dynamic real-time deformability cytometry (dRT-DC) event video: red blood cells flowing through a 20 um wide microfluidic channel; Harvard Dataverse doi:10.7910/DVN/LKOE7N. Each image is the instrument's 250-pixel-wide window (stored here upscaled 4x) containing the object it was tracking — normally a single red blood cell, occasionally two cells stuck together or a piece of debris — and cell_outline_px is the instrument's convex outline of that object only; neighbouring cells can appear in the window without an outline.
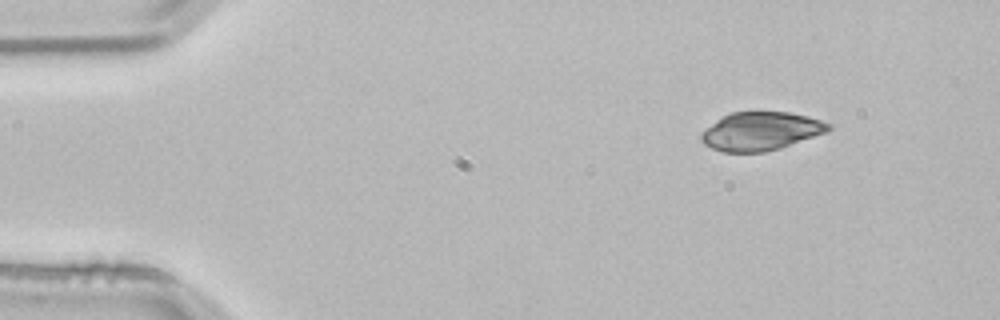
{"species": "common noctule bat (a hibernating species)", "species_latin": "Nyctalus noctula", "temperature_condition": "room temperature", "stored_images_in_passage": 4, "segment_of_instrument_passage": [1, 2], "camera_frame_rate_fps": 3000, "um_per_image_px": 0.085, "animal": {"sex": "male", "body_mass_g": 21.5, "forearm_length_mm": 52.0}, "frame": {"image": 1, "passage_image": 1, "time_ms": 0.0, "image_size_px": [1000, 320], "cell_outline_px": [[832, 128], [824, 132], [780, 148], [764, 152], [720, 152], [704, 144], [700, 140], [700, 136], [712, 124], [724, 116], [732, 112], [788, 112], [808, 116], [832, 124]], "centroid_in_image_um": [64.66, 11.16], "position_along_channel_um": 20.3, "area_um2": 28.03}}
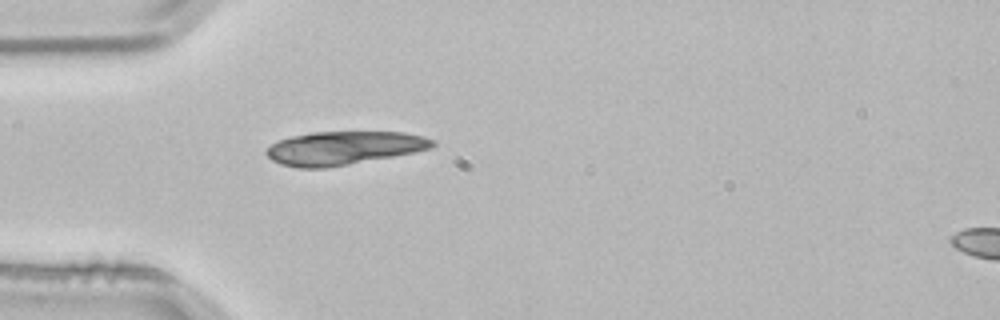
{"frame": {"image": 2, "passage_image": 3, "time_ms": 0.667, "image_size_px": [1000, 320], "cell_outline_px": [[436, 144], [432, 148], [392, 156], [324, 168], [296, 168], [280, 164], [272, 160], [264, 152], [272, 144], [280, 140], [292, 136], [312, 132], [404, 132], [424, 136], [436, 140]], "centroid_in_image_um": [29.22, 12.57], "position_along_channel_um": 55.8, "area_um2": 32.14}}